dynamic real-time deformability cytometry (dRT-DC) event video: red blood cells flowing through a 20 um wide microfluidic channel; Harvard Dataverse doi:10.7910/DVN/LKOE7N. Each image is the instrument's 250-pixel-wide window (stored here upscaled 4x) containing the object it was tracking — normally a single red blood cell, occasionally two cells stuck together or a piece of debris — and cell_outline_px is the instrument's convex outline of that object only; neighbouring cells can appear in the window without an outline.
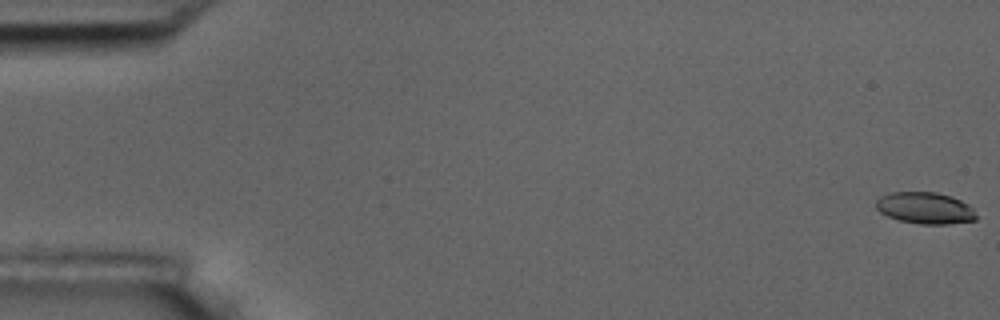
{"species": "common noctule bat (a hibernating species)", "species_latin": "Nyctalus noctula", "temperature_condition": "room temperature", "stored_images_in_passage": 57, "camera_frame_rate_fps": 3000, "um_per_image_px": 0.085, "animal": {"sex": "male", "body_mass_g": 17.5, "forearm_length_mm": 52.3}, "frame": {"image": 1, "passage_image": 1, "time_ms": 0.0, "image_size_px": [1000, 320], "cell_outline_px": [[976, 220], [948, 224], [920, 224], [900, 220], [888, 216], [880, 212], [876, 208], [876, 200], [880, 196], [892, 192], [936, 192], [952, 196], [968, 204], [972, 208], [976, 216]], "centroid_in_image_um": [78.63, 17.68], "position_along_channel_um": 6.4, "area_um2": 18.44}}
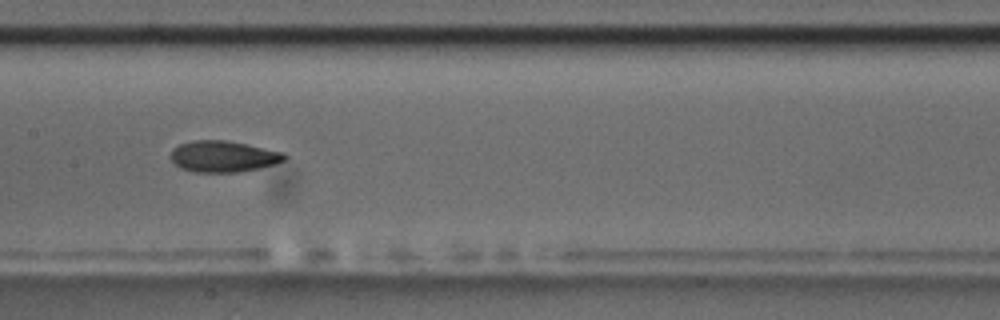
{"frame": {"image": 2, "passage_image": 29, "time_ms": 9.333, "image_size_px": [1000, 320], "cell_outline_px": [[288, 156], [284, 160], [276, 164], [260, 168], [236, 172], [192, 172], [180, 168], [168, 156], [172, 148], [180, 144], [192, 140], [224, 140], [284, 152]], "centroid_in_image_um": [18.95, 13.3], "position_along_channel_um": 188.5, "area_um2": 20.81}}
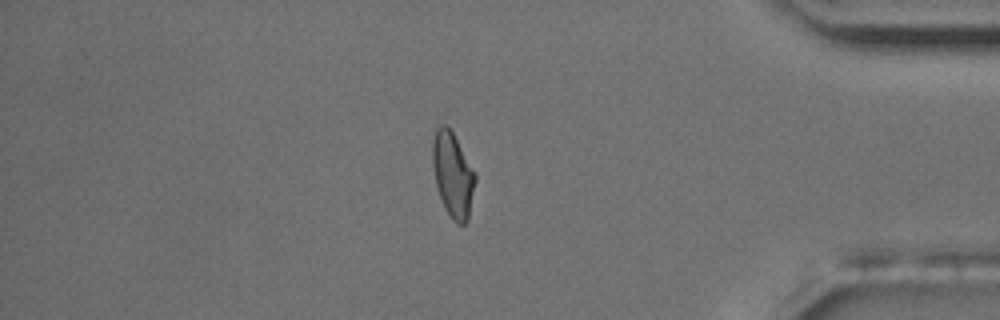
{"frame": {"image": 3, "passage_image": 49, "time_ms": 16.0, "image_size_px": [1000, 320], "cell_outline_px": [[476, 180], [468, 220], [464, 224], [456, 224], [452, 220], [444, 208], [436, 184], [432, 164], [432, 140], [436, 128], [440, 124], [444, 124], [452, 132], [476, 172]], "centroid_in_image_um": [38.49, 14.86], "position_along_channel_um": 396.7, "area_um2": 21.21}, "authors_computed_cell_mechanics": {"area_um2": 20.519, "velocity_mm_per_s": 3.5964, "shape_relaxation_time_tau1_ms": 7.0463, "shape_relaxation_time_tau2_ms": 2.1567, "deformation_change_tau1": 0.1758, "deformation_change_tau2": 0.0853}}